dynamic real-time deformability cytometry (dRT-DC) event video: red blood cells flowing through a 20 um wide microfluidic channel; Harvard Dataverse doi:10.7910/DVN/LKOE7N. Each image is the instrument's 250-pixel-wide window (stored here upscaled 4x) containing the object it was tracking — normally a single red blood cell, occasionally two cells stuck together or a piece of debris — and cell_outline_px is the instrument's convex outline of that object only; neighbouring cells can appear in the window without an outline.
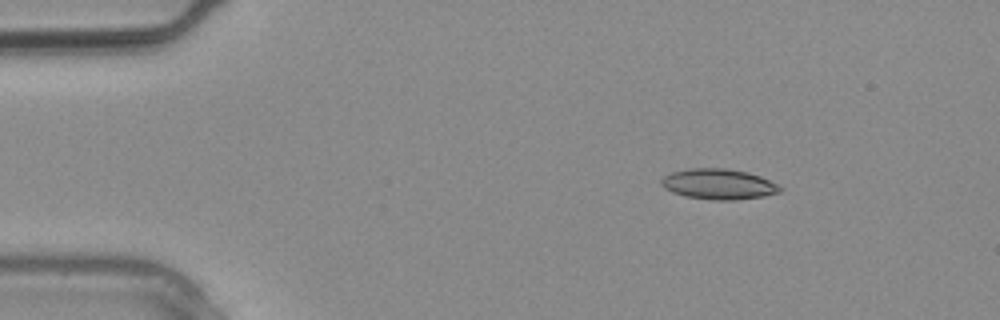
{"species": "common noctule bat (a hibernating species)", "species_latin": "Nyctalus noctula", "temperature_condition": "warm", "stored_images_in_passage": 2, "camera_frame_rate_fps": 3000, "um_per_image_px": 0.085, "animal": {"sex": "male", "body_mass_g": 20.4}, "frame": {"image": 1, "passage_image": 1, "time_ms": 0.0, "image_size_px": [1000, 320], "cell_outline_px": [[784, 188], [780, 192], [764, 196], [736, 200], [712, 200], [684, 196], [672, 192], [664, 188], [660, 184], [660, 180], [664, 176], [672, 172], [688, 168], [724, 168], [748, 172], [760, 176]], "centroid_in_image_um": [61.06, 15.65], "position_along_channel_um": 23.9, "area_um2": 21.21}}